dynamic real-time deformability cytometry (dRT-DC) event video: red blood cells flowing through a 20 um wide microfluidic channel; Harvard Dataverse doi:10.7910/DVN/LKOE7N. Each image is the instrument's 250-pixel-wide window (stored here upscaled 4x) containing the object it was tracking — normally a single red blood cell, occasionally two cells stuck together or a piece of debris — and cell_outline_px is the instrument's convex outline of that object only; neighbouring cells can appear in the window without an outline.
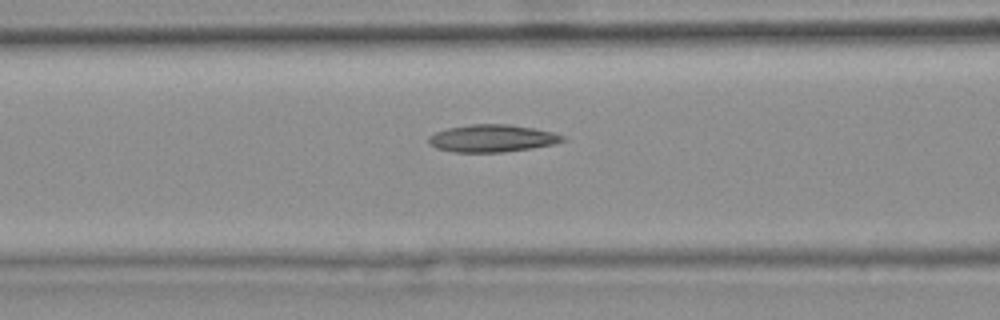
{"species": "common noctule bat (a hibernating species)", "species_latin": "Nyctalus noctula", "temperature_condition": "warm", "stored_images_in_passage": 49, "camera_frame_rate_fps": 3000, "um_per_image_px": 0.085, "animal": {"sex": "female", "body_mass_g": 25.1}, "frame": {"image": 1, "passage_image": 22, "time_ms": 7.0, "image_size_px": [1000, 320], "cell_outline_px": [[568, 140], [552, 144], [532, 148], [500, 152], [452, 152], [436, 148], [428, 144], [428, 136], [436, 132], [448, 128], [472, 124], [508, 124], [532, 128], [552, 132], [564, 136]], "centroid_in_image_um": [41.8, 11.76], "position_along_channel_um": 124.8, "area_um2": 21.33}, "authors_computed_cell_mechanics": {"area_um2": 20.9814, "velocity_mm_per_s": 3.7779, "shape_relaxation_time_tau1_ms": null, "shape_relaxation_time_tau2_ms": 5.1732, "deformation_change_tau1": null, "deformation_change_tau2": 0.1637}}